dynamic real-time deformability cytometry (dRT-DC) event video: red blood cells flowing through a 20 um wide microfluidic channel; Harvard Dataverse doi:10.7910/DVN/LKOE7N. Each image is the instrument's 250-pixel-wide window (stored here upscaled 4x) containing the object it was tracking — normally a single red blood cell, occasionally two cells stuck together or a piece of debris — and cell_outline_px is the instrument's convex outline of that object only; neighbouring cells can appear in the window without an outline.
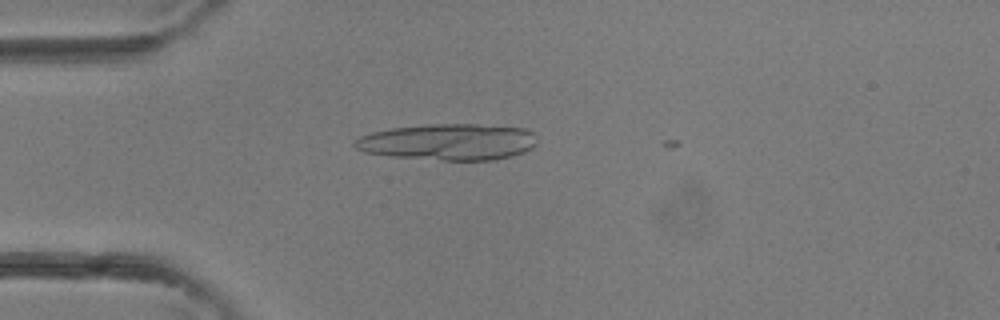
{"species": "common noctule bat (a hibernating species)", "species_latin": "Nyctalus noctula", "temperature_condition": "room temperature", "stored_images_in_passage": 3, "camera_frame_rate_fps": 3000, "um_per_image_px": 0.085, "animal": {"sex": "female"}, "frame": {"image": 1, "passage_image": 3, "time_ms": 0.667, "image_size_px": [1000, 320], "cell_outline_px": [[536, 144], [532, 148], [524, 152], [512, 156], [492, 160], [444, 160], [388, 156], [364, 152], [356, 148], [352, 144], [360, 136], [372, 132], [392, 128], [428, 124], [476, 124], [524, 128], [532, 132], [536, 136]], "centroid_in_image_um": [38.12, 12.06], "position_along_channel_um": 46.9, "area_um2": 38.73}}